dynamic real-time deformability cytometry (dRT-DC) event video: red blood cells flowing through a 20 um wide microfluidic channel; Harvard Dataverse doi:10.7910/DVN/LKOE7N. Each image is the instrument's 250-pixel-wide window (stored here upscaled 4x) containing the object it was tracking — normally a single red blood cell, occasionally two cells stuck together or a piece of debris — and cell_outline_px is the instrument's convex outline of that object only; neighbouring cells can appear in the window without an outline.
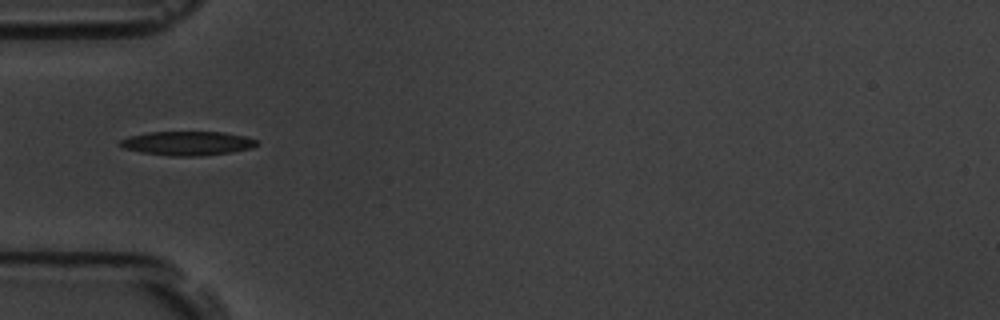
{"species": "common noctule bat (a hibernating species)", "species_latin": "Nyctalus noctula", "temperature_condition": "room temperature", "stored_images_in_passage": 1, "camera_frame_rate_fps": 3000, "um_per_image_px": 0.085, "animal": {"sex": "male", "body_mass_g": 19.5, "forearm_length_mm": 54.6}, "frame": {"image": 1, "passage_image": 1, "time_ms": 0.0, "image_size_px": [1000, 320], "cell_outline_px": [[260, 144], [252, 148], [232, 152], [196, 156], [168, 156], [140, 152], [124, 148], [120, 144], [120, 140], [132, 136], [148, 132], [224, 132], [244, 136], [256, 140]], "centroid_in_image_um": [15.96, 12.18], "position_along_channel_um": 69.0, "area_um2": 19.07}}